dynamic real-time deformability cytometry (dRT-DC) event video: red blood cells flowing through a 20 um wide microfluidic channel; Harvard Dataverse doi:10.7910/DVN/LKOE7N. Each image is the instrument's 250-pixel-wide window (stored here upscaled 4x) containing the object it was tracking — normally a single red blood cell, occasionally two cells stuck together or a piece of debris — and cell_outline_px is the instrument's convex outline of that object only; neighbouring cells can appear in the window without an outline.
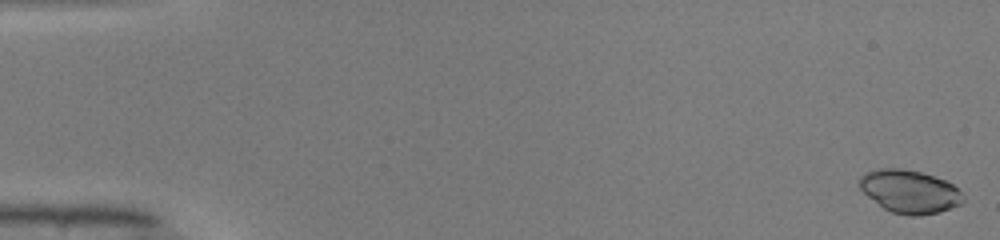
{"species": "common noctule bat (a hibernating species)", "species_latin": "Nyctalus noctula", "temperature_condition": "warm", "stored_images_in_passage": 50, "camera_frame_rate_fps": 3000, "um_per_image_px": 0.085, "animal": {"sex": "male", "body_mass_g": 19.0, "forearm_length_mm": 50.8}, "frame": {"image": 1, "passage_image": 1, "time_ms": 0.0, "image_size_px": [1000, 240], "cell_outline_px": [[964, 200], [960, 204], [940, 212], [920, 216], [908, 216], [892, 212], [884, 208], [868, 196], [860, 188], [860, 176], [868, 172], [880, 168], [900, 168], [920, 172], [944, 180], [952, 184], [964, 196]], "centroid_in_image_um": [77.33, 16.29], "position_along_channel_um": 7.7, "area_um2": 25.72}}
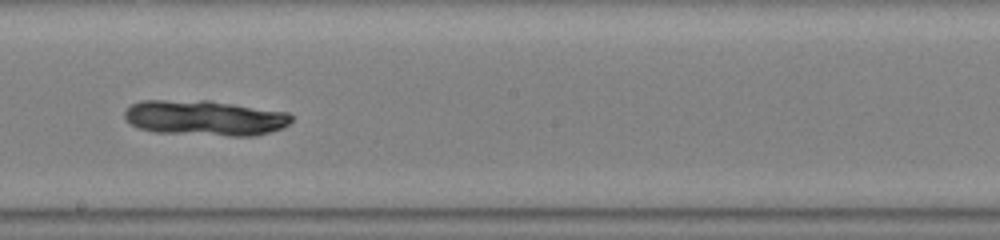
{"frame": {"image": 2, "passage_image": 29, "time_ms": 9.333, "image_size_px": [1000, 240], "cell_outline_px": [[292, 120], [284, 128], [256, 136], [228, 136], [156, 132], [140, 128], [132, 124], [124, 116], [124, 112], [132, 104], [144, 100], [208, 100], [288, 112], [292, 116]], "centroid_in_image_um": [17.46, 10.02], "position_along_channel_um": 230.7, "area_um2": 34.45}}
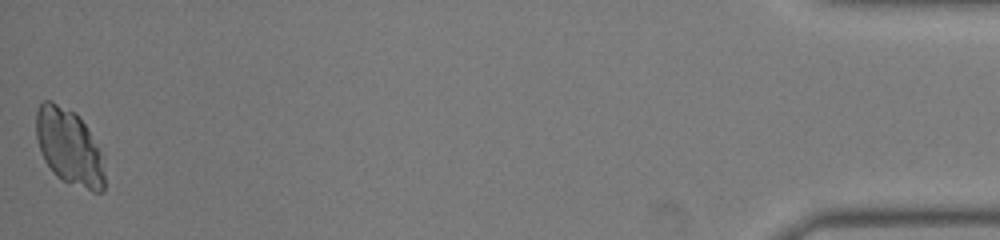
{"frame": {"image": 3, "passage_image": 50, "time_ms": 16.333, "image_size_px": [1000, 240], "cell_outline_px": [[104, 188], [100, 192], [92, 192], [60, 180], [52, 172], [44, 160], [36, 136], [36, 112], [40, 104], [44, 100], [52, 100], [76, 112], [80, 116], [100, 148], [104, 156]], "centroid_in_image_um": [5.9, 12.49], "position_along_channel_um": 429.3, "area_um2": 30.92}}